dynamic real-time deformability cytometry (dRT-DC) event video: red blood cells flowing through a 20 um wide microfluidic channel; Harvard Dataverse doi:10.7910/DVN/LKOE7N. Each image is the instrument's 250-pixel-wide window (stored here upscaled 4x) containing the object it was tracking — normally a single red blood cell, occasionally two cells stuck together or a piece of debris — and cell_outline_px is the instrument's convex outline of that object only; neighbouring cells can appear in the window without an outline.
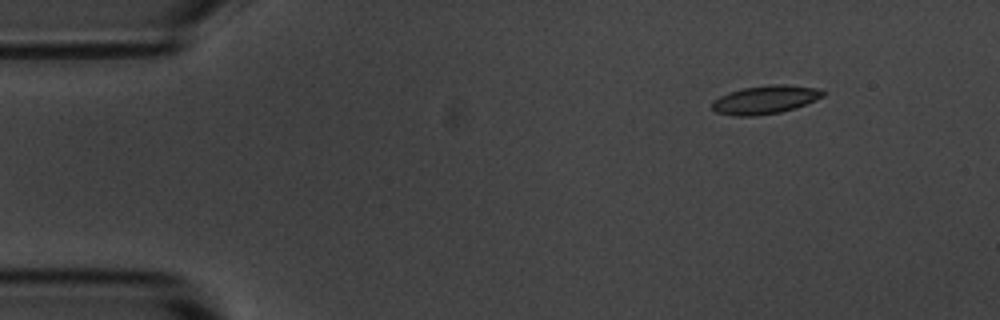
{"species": "common noctule bat (a hibernating species)", "species_latin": "Nyctalus noctula", "temperature_condition": "room temperature", "stored_images_in_passage": 9, "camera_frame_rate_fps": 3000, "um_per_image_px": 0.085, "animal": {"sex": "male", "body_mass_g": 20.1, "forearm_length_mm": 53.5}, "frame": {"image": 1, "passage_image": 2, "time_ms": 1.333, "image_size_px": [1000, 320], "cell_outline_px": [[824, 96], [796, 108], [780, 112], [756, 116], [732, 116], [716, 112], [712, 108], [712, 100], [728, 92], [744, 88], [772, 84], [784, 84], [816, 88], [824, 92]], "centroid_in_image_um": [65.01, 8.48], "position_along_channel_um": 20.0, "area_um2": 18.32}}
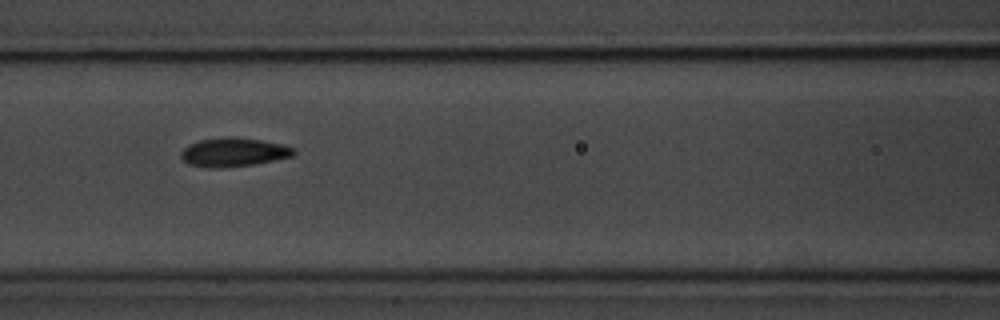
{"frame": {"image": 2, "passage_image": 7, "time_ms": 7.0, "image_size_px": [1000, 320], "cell_outline_px": [[296, 152], [292, 156], [252, 164], [220, 168], [212, 168], [188, 164], [180, 156], [180, 152], [188, 144], [200, 140], [220, 136], [236, 136], [284, 144], [296, 148]], "centroid_in_image_um": [19.84, 12.91], "position_along_channel_um": 146.8, "area_um2": 19.07}}
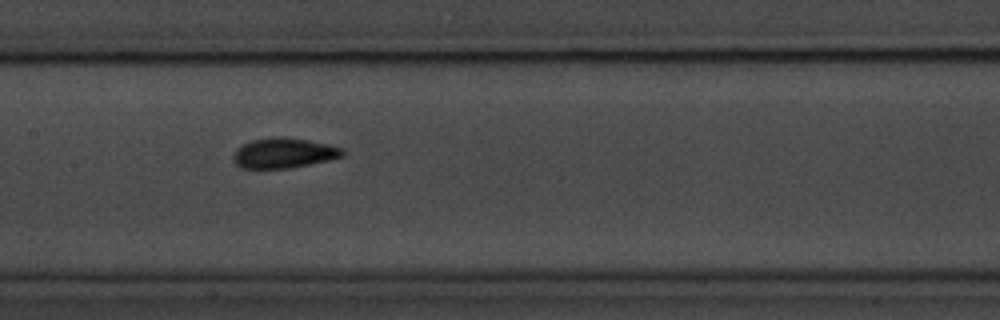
{"frame": {"image": 3, "passage_image": 8, "time_ms": 8.0, "image_size_px": [1000, 320], "cell_outline_px": [[344, 156], [328, 160], [292, 168], [240, 168], [232, 160], [232, 156], [236, 148], [252, 140], [280, 136], [308, 140], [328, 144], [344, 148]], "centroid_in_image_um": [24.12, 13.01], "position_along_channel_um": 183.3, "area_um2": 19.25}}